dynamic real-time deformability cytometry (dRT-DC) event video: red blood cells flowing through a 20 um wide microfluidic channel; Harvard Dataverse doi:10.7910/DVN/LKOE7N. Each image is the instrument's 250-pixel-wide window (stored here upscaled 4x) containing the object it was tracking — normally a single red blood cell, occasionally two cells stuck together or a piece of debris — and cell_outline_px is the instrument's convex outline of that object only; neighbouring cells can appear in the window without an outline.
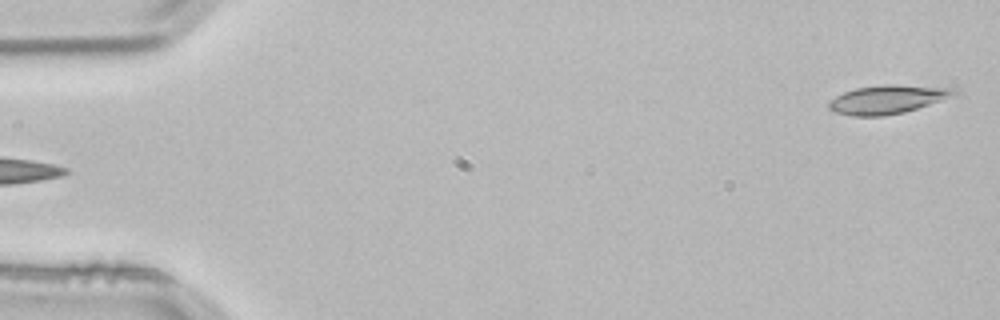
{"species": "common noctule bat (a hibernating species)", "species_latin": "Nyctalus noctula", "temperature_condition": "room temperature", "stored_images_in_passage": 3, "segment_of_instrument_passage": [2, 2], "camera_frame_rate_fps": 3000, "um_per_image_px": 0.085, "animal": {"sex": "male", "body_mass_g": 21.5, "forearm_length_mm": 52.0}, "frame": {"image": 1, "passage_image": 3, "time_ms": 0.667, "image_size_px": [1000, 320], "cell_outline_px": [[956, 92], [940, 100], [904, 112], [880, 116], [852, 116], [836, 112], [828, 108], [828, 104], [836, 96], [844, 92], [856, 88], [884, 84], [896, 84], [952, 88]], "centroid_in_image_um": [75.35, 8.44], "position_along_channel_um": 9.6, "area_um2": 20.35}}